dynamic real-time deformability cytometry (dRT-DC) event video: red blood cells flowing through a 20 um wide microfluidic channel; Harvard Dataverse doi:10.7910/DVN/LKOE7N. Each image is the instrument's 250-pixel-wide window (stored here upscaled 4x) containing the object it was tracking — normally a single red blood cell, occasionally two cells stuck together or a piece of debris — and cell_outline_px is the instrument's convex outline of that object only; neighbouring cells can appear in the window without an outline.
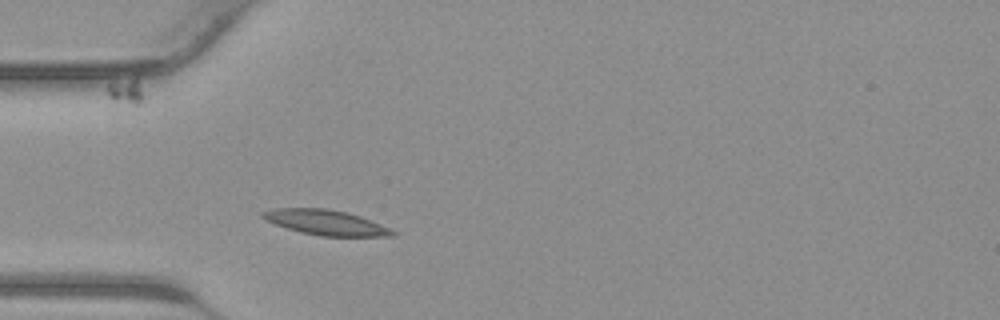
{"species": "common noctule bat (a hibernating species)", "species_latin": "Nyctalus noctula", "temperature_condition": "warm", "stored_images_in_passage": 26, "camera_frame_rate_fps": 3000, "um_per_image_px": 0.085, "animal": {"sex": "male", "body_mass_g": 23.1, "forearm_length_mm": 52.7}, "frame": {"image": 1, "passage_image": 4, "time_ms": 1.0, "image_size_px": [1000, 320], "cell_outline_px": [[396, 236], [320, 236], [300, 232], [276, 224], [260, 216], [260, 212], [276, 208], [328, 208], [348, 212], [360, 216], [380, 224], [396, 232]], "centroid_in_image_um": [27.69, 18.9], "position_along_channel_um": 57.3, "area_um2": 18.9}}
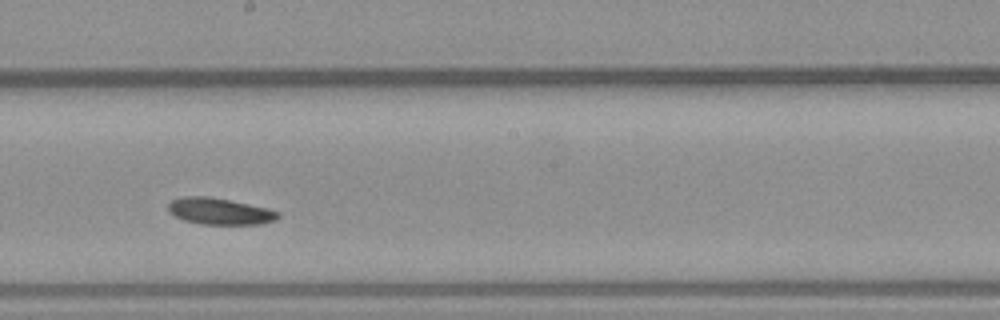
{"frame": {"image": 2, "passage_image": 15, "time_ms": 4.667, "image_size_px": [1000, 320], "cell_outline_px": [[280, 216], [276, 220], [260, 224], [200, 224], [184, 220], [168, 212], [168, 204], [172, 200], [184, 196], [208, 196], [268, 208], [280, 212]], "centroid_in_image_um": [18.68, 17.96], "position_along_channel_um": 229.5, "area_um2": 16.94}}
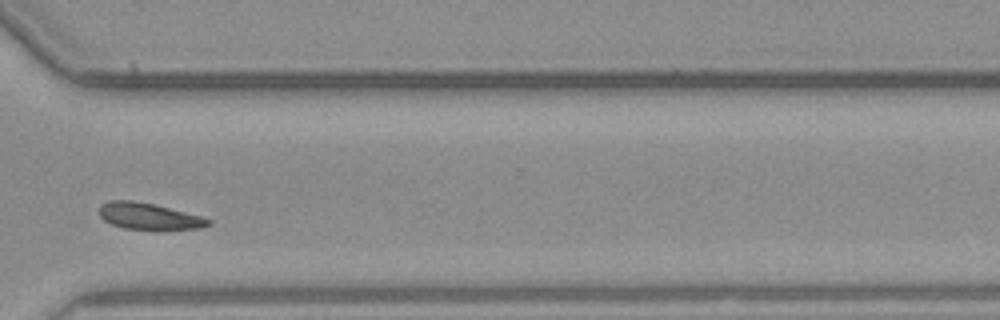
{"frame": {"image": 3, "passage_image": 23, "time_ms": 7.333, "image_size_px": [1000, 320], "cell_outline_px": [[212, 224], [200, 228], [124, 228], [112, 224], [104, 220], [100, 216], [100, 204], [108, 200], [132, 200], [152, 204], [200, 216], [212, 220]], "centroid_in_image_um": [12.61, 18.35], "position_along_channel_um": 358.0, "area_um2": 16.24}}